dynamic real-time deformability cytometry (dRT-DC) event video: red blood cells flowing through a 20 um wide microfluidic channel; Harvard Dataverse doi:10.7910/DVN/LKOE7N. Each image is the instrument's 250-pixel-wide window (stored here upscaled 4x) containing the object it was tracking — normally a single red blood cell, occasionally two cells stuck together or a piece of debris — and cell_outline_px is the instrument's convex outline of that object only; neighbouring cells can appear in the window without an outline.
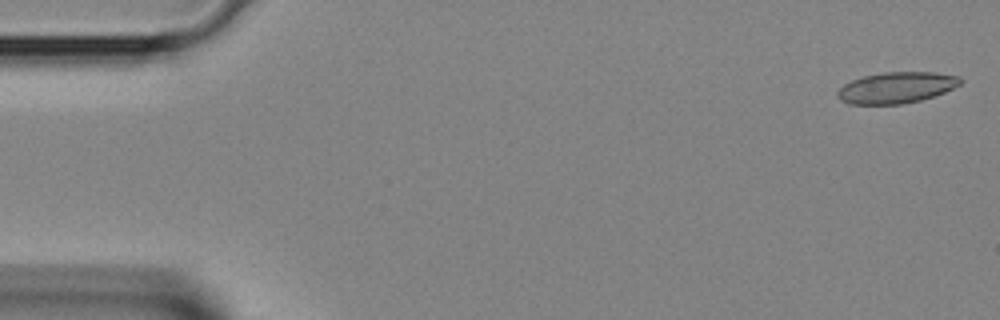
{"species": "Egyptian fruit bat (a non-hibernating species)", "species_latin": "Rousettus aegyptiacus", "temperature_condition": "room temperature", "stored_images_in_passage": 39, "camera_frame_rate_fps": 3000, "um_per_image_px": 0.085, "animal": {"sex": "female"}, "frame": {"image": 1, "passage_image": 1, "time_ms": 0.0, "image_size_px": [1000, 320], "cell_outline_px": [[964, 80], [960, 84], [944, 92], [920, 100], [900, 104], [848, 104], [840, 100], [836, 96], [836, 92], [844, 84], [852, 80], [864, 76], [884, 72], [932, 72], [960, 76]], "centroid_in_image_um": [76.18, 7.44], "position_along_channel_um": 8.8, "area_um2": 22.25}}
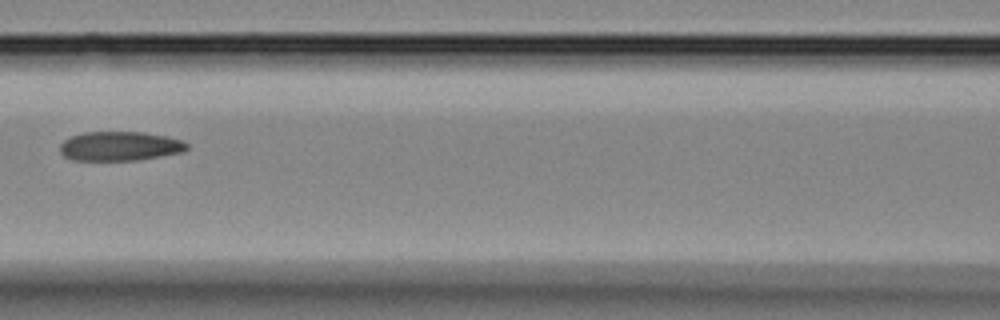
{"frame": {"image": 2, "passage_image": 17, "time_ms": 5.333, "image_size_px": [1000, 320], "cell_outline_px": [[188, 148], [184, 152], [140, 160], [72, 160], [64, 156], [60, 152], [60, 144], [64, 140], [72, 136], [84, 132], [144, 132], [168, 136], [184, 140], [188, 144]], "centroid_in_image_um": [10.23, 12.42], "position_along_channel_um": 156.4, "area_um2": 21.91}}
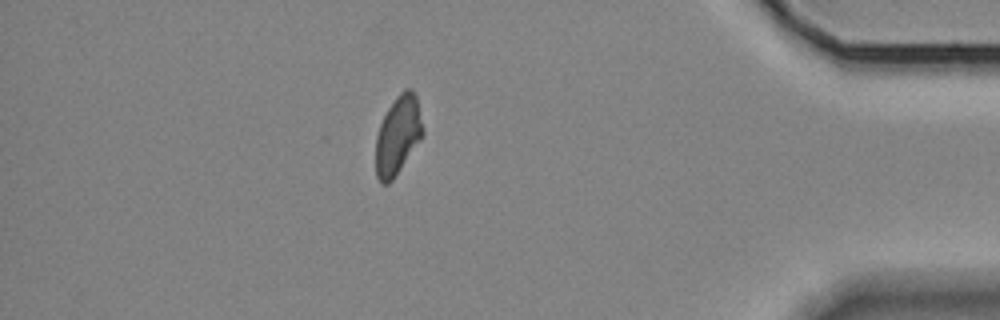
{"frame": {"image": 3, "passage_image": 34, "time_ms": 11.0, "image_size_px": [1000, 320], "cell_outline_px": [[424, 132], [420, 140], [392, 180], [388, 184], [380, 184], [376, 176], [376, 136], [380, 124], [388, 108], [396, 96], [404, 88], [412, 88], [416, 92], [424, 128]], "centroid_in_image_um": [33.83, 11.46], "position_along_channel_um": 401.4, "area_um2": 21.68}}